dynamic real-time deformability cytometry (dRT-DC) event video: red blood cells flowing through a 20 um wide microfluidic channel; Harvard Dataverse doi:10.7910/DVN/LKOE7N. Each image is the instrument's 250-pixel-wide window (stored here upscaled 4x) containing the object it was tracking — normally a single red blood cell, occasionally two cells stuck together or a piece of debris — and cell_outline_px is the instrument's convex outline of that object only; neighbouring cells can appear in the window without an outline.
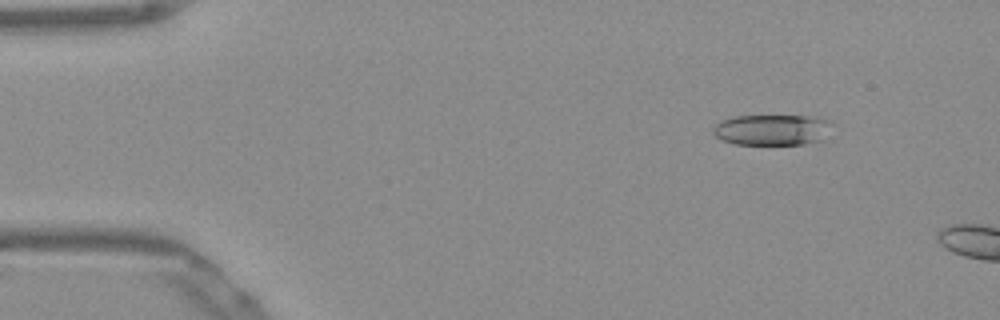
{"species": "Egyptian fruit bat (a non-hibernating species)", "species_latin": "Rousettus aegyptiacus", "temperature_condition": "warm", "stored_images_in_passage": 4, "camera_frame_rate_fps": 3000, "um_per_image_px": 0.085, "frame": {"image": 1, "passage_image": 1, "time_ms": 0.0, "image_size_px": [1000, 320], "cell_outline_px": [[832, 124], [824, 140], [804, 144], [736, 144], [720, 140], [712, 132], [712, 128], [720, 120], [736, 116], [816, 116], [828, 120]], "centroid_in_image_um": [65.63, 11.03], "position_along_channel_um": 19.4, "area_um2": 21.56}}